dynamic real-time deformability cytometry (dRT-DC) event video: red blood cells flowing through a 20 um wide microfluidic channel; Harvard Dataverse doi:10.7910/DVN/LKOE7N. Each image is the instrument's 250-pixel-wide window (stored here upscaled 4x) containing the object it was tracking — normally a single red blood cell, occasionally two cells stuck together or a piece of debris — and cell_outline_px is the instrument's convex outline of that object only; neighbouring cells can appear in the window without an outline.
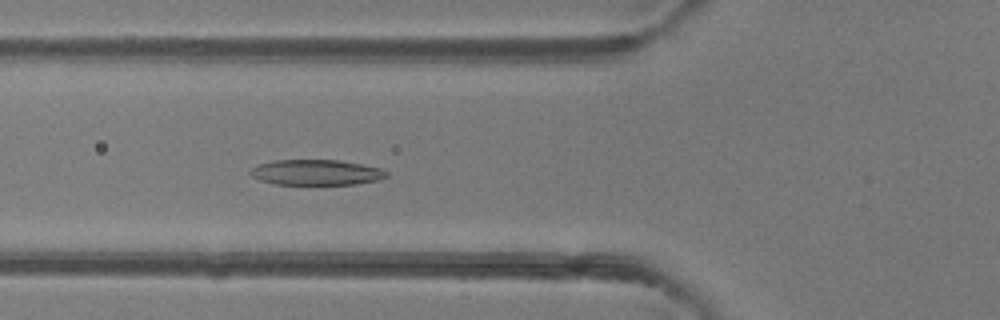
{"species": "common noctule bat (a hibernating species)", "species_latin": "Nyctalus noctula", "temperature_condition": "room temperature", "stored_images_in_passage": 40, "camera_frame_rate_fps": 3000, "um_per_image_px": 0.085, "animal": {"sex": "female"}, "frame": {"image": 1, "passage_image": 9, "time_ms": 2.667, "image_size_px": [1000, 320], "cell_outline_px": [[388, 176], [376, 180], [356, 184], [276, 184], [260, 180], [252, 176], [248, 172], [252, 168], [260, 164], [276, 160], [340, 160], [380, 168], [388, 172]], "centroid_in_image_um": [26.88, 14.65], "position_along_channel_um": 98.9, "area_um2": 20.0}}
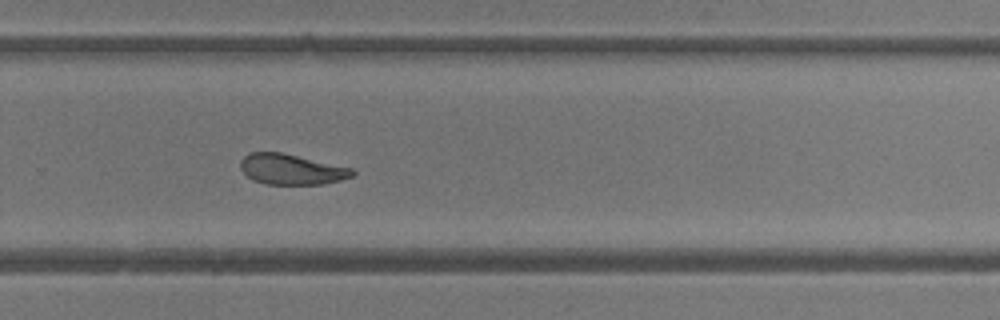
{"frame": {"image": 2, "passage_image": 24, "time_ms": 7.667, "image_size_px": [1000, 320], "cell_outline_px": [[356, 172], [352, 176], [340, 180], [324, 184], [264, 184], [252, 180], [240, 168], [240, 160], [248, 152], [280, 152], [352, 168]], "centroid_in_image_um": [24.74, 14.39], "position_along_channel_um": 305.1, "area_um2": 19.83}}
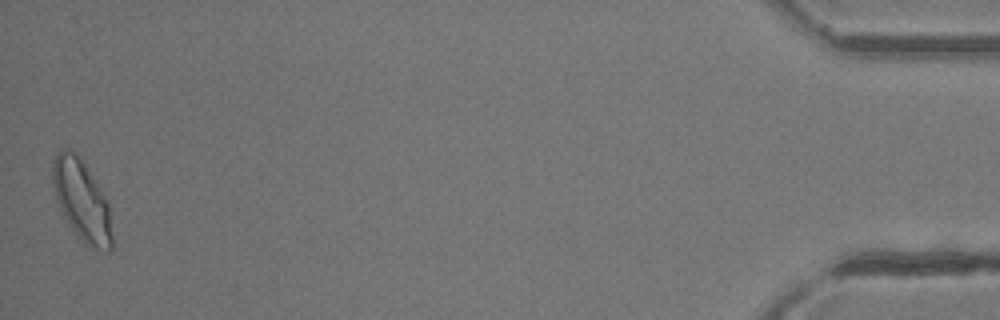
{"frame": {"image": 3, "passage_image": 40, "time_ms": 13.0, "image_size_px": [1000, 320], "cell_outline_px": [[112, 252], [108, 252], [84, 244], [72, 228], [56, 196], [52, 184], [52, 160], [56, 152], [60, 148], [68, 148], [76, 152], [84, 160], [104, 196], [108, 204], [112, 236]], "centroid_in_image_um": [6.95, 16.97], "position_along_channel_um": 428.3, "area_um2": 27.8}, "authors_computed_cell_mechanics": {"area_um2": 21.386, "velocity_mm_per_s": 4.1204, "shape_relaxation_time_tau1_ms": 5.4827, "shape_relaxation_time_tau2_ms": 2.1798, "deformation_change_tau1": 0.1662, "deformation_change_tau2": 0.0911}}